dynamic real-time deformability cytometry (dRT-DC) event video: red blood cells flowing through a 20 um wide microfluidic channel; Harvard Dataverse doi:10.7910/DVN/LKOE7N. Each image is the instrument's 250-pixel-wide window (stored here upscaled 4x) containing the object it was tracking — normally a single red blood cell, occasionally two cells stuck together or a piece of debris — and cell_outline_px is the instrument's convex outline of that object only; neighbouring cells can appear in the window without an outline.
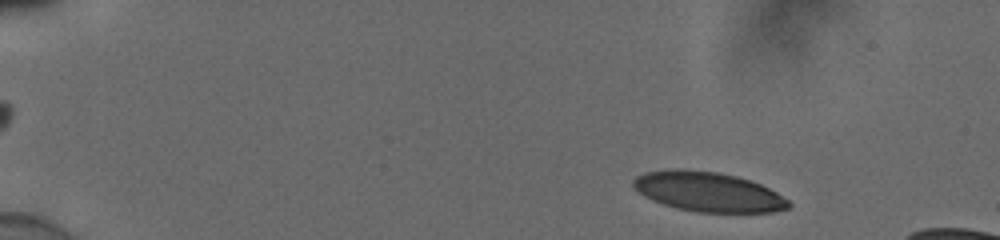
{"species": "human", "species_latin": "Homo sapiens", "temperature_condition": "cold", "stored_images_in_passage": 50, "camera_frame_rate_fps": 3000, "um_per_image_px": 0.085, "donor": {"sex": "male"}, "frame": {"image": 1, "passage_image": 3, "time_ms": 0.667, "image_size_px": [1000, 240], "cell_outline_px": [[792, 204], [788, 208], [772, 212], [696, 212], [676, 208], [652, 200], [644, 196], [632, 184], [632, 180], [636, 176], [644, 172], [676, 168], [680, 168], [716, 172], [736, 176], [760, 184], [776, 192], [788, 200]], "centroid_in_image_um": [60.17, 16.3], "position_along_channel_um": 24.8, "area_um2": 35.78}}
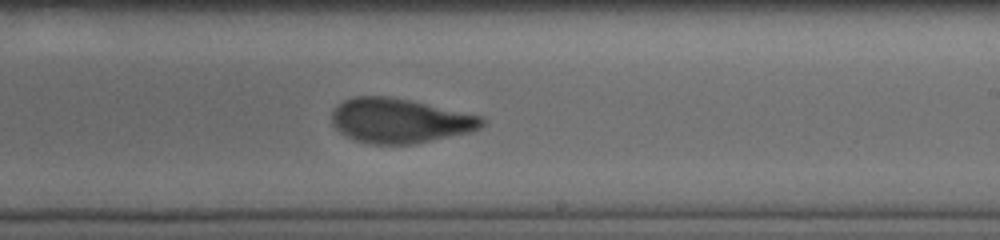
{"frame": {"image": 2, "passage_image": 30, "time_ms": 9.667, "image_size_px": [1000, 240], "cell_outline_px": [[484, 124], [480, 128], [472, 132], [416, 144], [372, 144], [356, 140], [340, 132], [332, 124], [332, 112], [344, 100], [352, 96], [388, 96], [408, 100], [484, 116]], "centroid_in_image_um": [34.02, 10.26], "position_along_channel_um": 255.0, "area_um2": 39.02}}
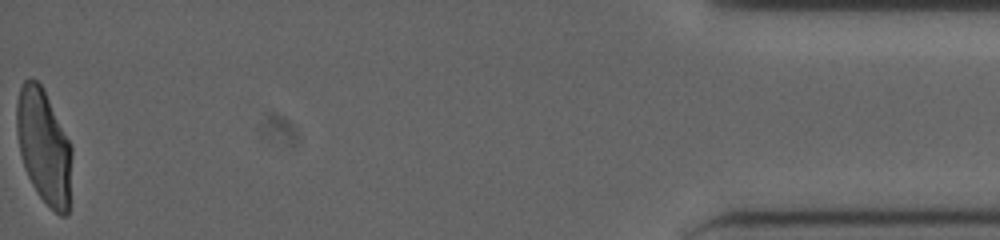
{"frame": {"image": 3, "passage_image": 50, "time_ms": 16.333, "image_size_px": [1000, 240], "cell_outline_px": [[72, 152], [68, 212], [64, 216], [60, 216], [36, 192], [24, 168], [20, 152], [16, 132], [16, 100], [20, 88], [24, 80], [32, 76], [44, 88], [72, 148]], "centroid_in_image_um": [3.71, 12.4], "position_along_channel_um": 431.5, "area_um2": 36.76}, "authors_computed_cell_mechanics": {"area_um2": 38.2636, "velocity_mm_per_s": 3.8725, "shape_relaxation_time_tau1_ms": 6.6748, "shape_relaxation_time_tau2_ms": 1.3453, "deformation_change_tau1": 0.2254, "deformation_change_tau2": 0.0811}}